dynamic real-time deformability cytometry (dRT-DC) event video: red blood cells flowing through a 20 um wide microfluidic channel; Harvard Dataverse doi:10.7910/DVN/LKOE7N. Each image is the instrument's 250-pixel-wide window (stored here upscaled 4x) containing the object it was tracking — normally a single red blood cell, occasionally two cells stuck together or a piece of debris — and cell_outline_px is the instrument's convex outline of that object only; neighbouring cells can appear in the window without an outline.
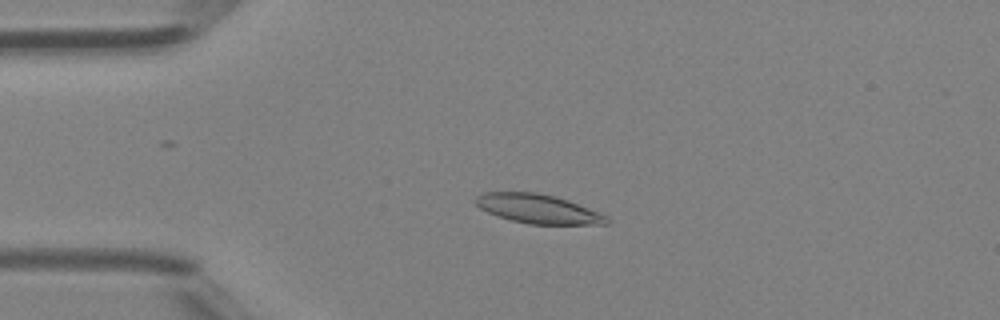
{"species": "Egyptian fruit bat (a non-hibernating species)", "species_latin": "Rousettus aegyptiacus", "temperature_condition": "room temperature", "stored_images_in_passage": 46, "camera_frame_rate_fps": 3000, "um_per_image_px": 0.085, "animal": {"sex": "female"}, "frame": {"image": 1, "passage_image": 10, "time_ms": 3.0, "image_size_px": [1000, 320], "cell_outline_px": [[608, 224], [528, 224], [496, 216], [480, 208], [472, 200], [476, 196], [484, 192], [536, 192], [556, 196], [568, 200], [600, 212], [608, 216]], "centroid_in_image_um": [45.71, 17.74], "position_along_channel_um": 39.3, "area_um2": 22.37}}
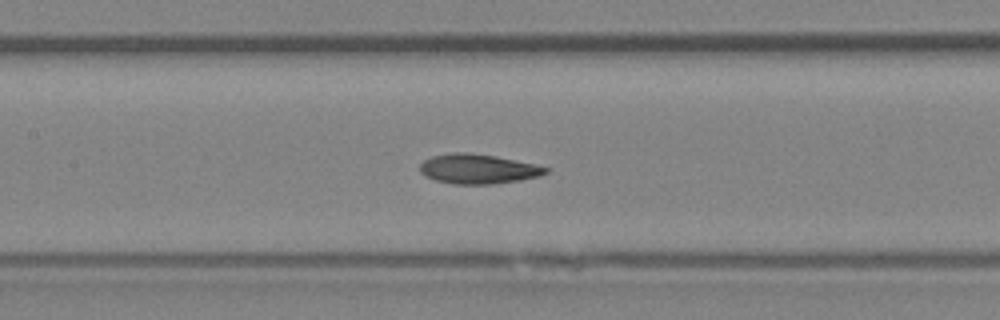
{"frame": {"image": 2, "passage_image": 21, "time_ms": 6.667, "image_size_px": [1000, 320], "cell_outline_px": [[548, 172], [540, 176], [520, 180], [492, 184], [452, 184], [436, 180], [424, 176], [420, 172], [420, 164], [424, 160], [432, 156], [452, 152], [464, 152], [496, 156], [536, 164], [548, 168]], "centroid_in_image_um": [40.62, 14.36], "position_along_channel_um": 166.8, "area_um2": 21.79}}
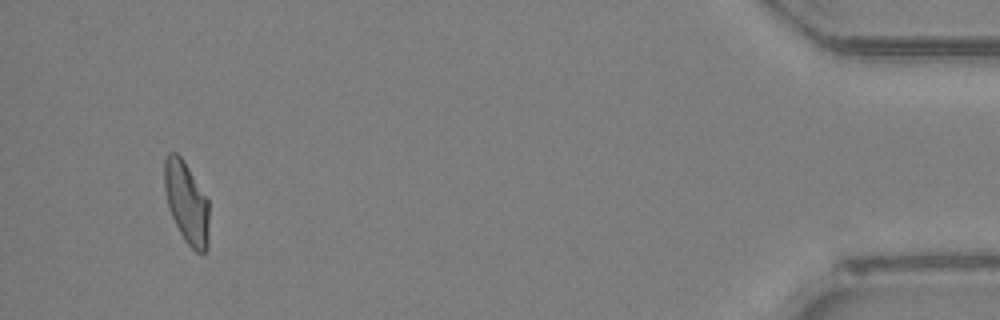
{"frame": {"image": 3, "passage_image": 44, "time_ms": 14.333, "image_size_px": [1000, 320], "cell_outline_px": [[208, 248], [204, 252], [196, 252], [184, 240], [172, 216], [168, 204], [164, 188], [164, 160], [168, 152], [176, 152], [184, 160], [208, 200]], "centroid_in_image_um": [15.85, 17.19], "position_along_channel_um": 419.4, "area_um2": 21.1}, "authors_computed_cell_mechanics": {"area_um2": 21.7328, "velocity_mm_per_s": 4.305, "shape_relaxation_time_tau1_ms": 3.9575, "shape_relaxation_time_tau2_ms": 3.2826, "deformation_change_tau1": 0.1455, "deformation_change_tau2": 0.0846}}